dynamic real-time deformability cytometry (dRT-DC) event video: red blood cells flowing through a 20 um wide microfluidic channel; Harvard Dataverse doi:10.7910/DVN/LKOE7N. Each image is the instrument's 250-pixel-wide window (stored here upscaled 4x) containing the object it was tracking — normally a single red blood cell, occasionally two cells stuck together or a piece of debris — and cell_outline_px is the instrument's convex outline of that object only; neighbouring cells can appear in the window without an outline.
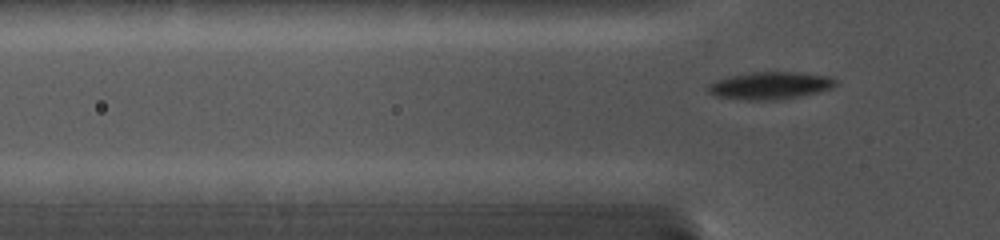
{"species": "common noctule bat (a hibernating species)", "species_latin": "Nyctalus noctula", "temperature_condition": "cold", "stored_images_in_passage": 54, "camera_frame_rate_fps": 5000, "um_per_image_px": 0.085, "animal": {"sex": "female", "body_mass_g": 19.0, "forearm_length_mm": 56.7}, "frame": {"image": 1, "passage_image": 18, "time_ms": 3.0, "image_size_px": [1000, 240], "cell_outline_px": [[840, 80], [832, 88], [820, 92], [800, 96], [776, 100], [748, 100], [716, 96], [708, 92], [708, 84], [716, 80], [748, 72], [800, 72], [832, 76]], "centroid_in_image_um": [65.54, 7.26], "position_along_channel_um": 60.3, "area_um2": 20.58}}
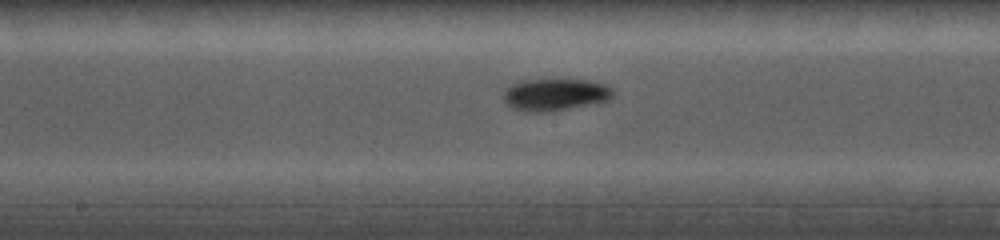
{"frame": {"image": 2, "passage_image": 37, "time_ms": 6.6, "image_size_px": [1000, 240], "cell_outline_px": [[612, 96], [608, 100], [600, 104], [552, 112], [524, 112], [512, 108], [504, 100], [504, 88], [508, 84], [520, 80], [588, 80], [604, 84], [612, 88]], "centroid_in_image_um": [47.18, 8.06], "position_along_channel_um": 201.0, "area_um2": 21.04}}
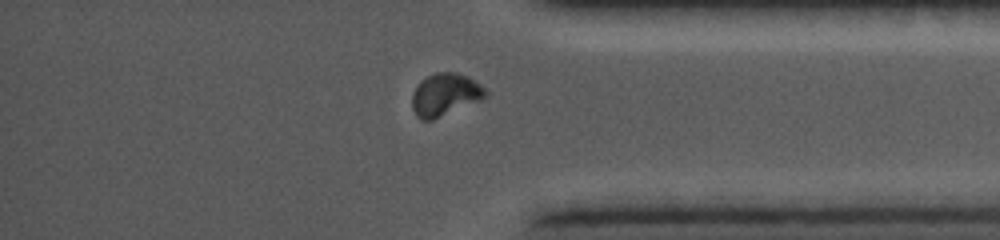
{"frame": {"image": 3, "passage_image": 53, "time_ms": 11.6, "image_size_px": [1000, 240], "cell_outline_px": [[488, 96], [480, 100], [432, 120], [420, 120], [416, 116], [412, 108], [412, 92], [420, 80], [436, 72], [456, 72], [468, 76], [480, 84], [488, 92]], "centroid_in_image_um": [37.81, 8.03], "position_along_channel_um": 397.4, "area_um2": 18.26}}